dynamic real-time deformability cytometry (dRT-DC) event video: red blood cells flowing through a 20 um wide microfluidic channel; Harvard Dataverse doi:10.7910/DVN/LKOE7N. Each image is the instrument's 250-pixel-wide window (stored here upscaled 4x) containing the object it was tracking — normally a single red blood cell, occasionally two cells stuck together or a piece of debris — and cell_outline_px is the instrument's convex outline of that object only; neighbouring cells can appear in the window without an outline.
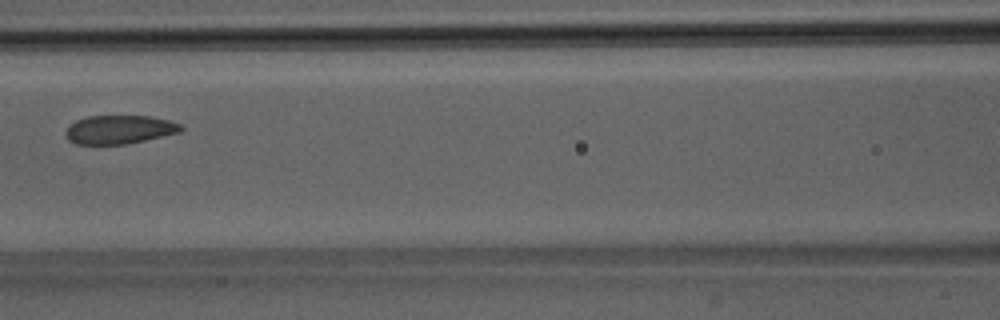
{"species": "Egyptian fruit bat (a non-hibernating species)", "species_latin": "Rousettus aegyptiacus", "temperature_condition": "room temperature", "stored_images_in_passage": 6, "camera_frame_rate_fps": 3000, "um_per_image_px": 0.085, "animal": {"sex": "male"}, "frame": {"image": 1, "passage_image": 4, "time_ms": 3.333, "image_size_px": [1000, 320], "cell_outline_px": [[184, 128], [180, 132], [128, 144], [76, 144], [68, 140], [64, 132], [76, 120], [88, 116], [148, 116], [168, 120], [180, 124]], "centroid_in_image_um": [10.14, 11.02], "position_along_channel_um": 156.5, "area_um2": 19.13}}